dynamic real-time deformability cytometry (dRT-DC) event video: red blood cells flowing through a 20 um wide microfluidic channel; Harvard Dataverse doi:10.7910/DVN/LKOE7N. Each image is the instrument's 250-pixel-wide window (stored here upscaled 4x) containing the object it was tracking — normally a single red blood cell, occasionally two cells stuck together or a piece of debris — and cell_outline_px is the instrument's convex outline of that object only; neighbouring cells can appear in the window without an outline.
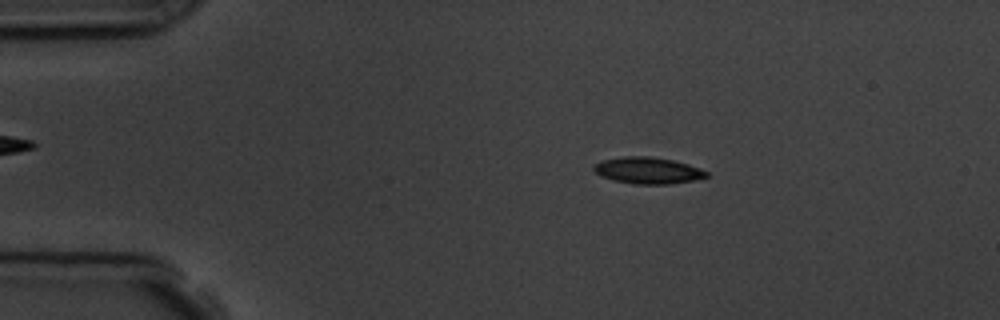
{"species": "common noctule bat (a hibernating species)", "species_latin": "Nyctalus noctula", "temperature_condition": "room temperature", "stored_images_in_passage": 5, "camera_frame_rate_fps": 3000, "um_per_image_px": 0.085, "animal": {"sex": "male", "body_mass_g": 19.5, "forearm_length_mm": 54.6}, "frame": {"image": 1, "passage_image": 2, "time_ms": 1.0, "image_size_px": [1000, 320], "cell_outline_px": [[708, 176], [692, 180], [668, 184], [632, 184], [612, 180], [600, 176], [592, 168], [600, 160], [624, 156], [648, 156], [672, 160], [688, 164], [700, 168], [708, 172]], "centroid_in_image_um": [55.03, 14.49], "position_along_channel_um": 30.0, "area_um2": 17.4}}
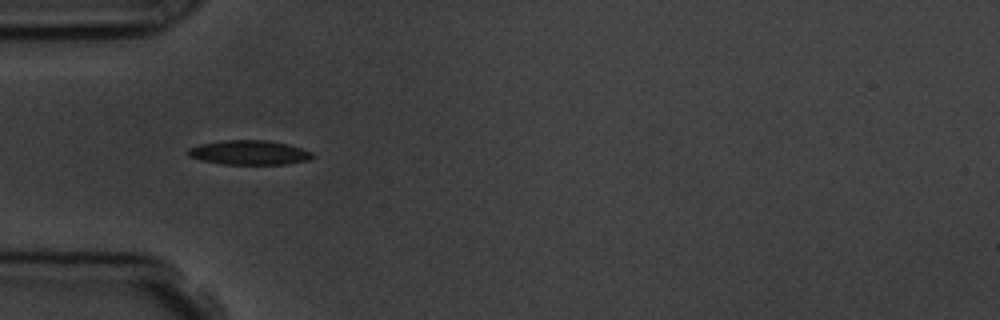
{"frame": {"image": 2, "passage_image": 4, "time_ms": 3.333, "image_size_px": [1000, 320], "cell_outline_px": [[312, 156], [308, 160], [284, 164], [224, 164], [200, 160], [188, 156], [184, 152], [188, 148], [200, 144], [224, 140], [268, 140], [288, 144], [312, 152]], "centroid_in_image_um": [21.11, 12.96], "position_along_channel_um": 63.9, "area_um2": 17.69}}